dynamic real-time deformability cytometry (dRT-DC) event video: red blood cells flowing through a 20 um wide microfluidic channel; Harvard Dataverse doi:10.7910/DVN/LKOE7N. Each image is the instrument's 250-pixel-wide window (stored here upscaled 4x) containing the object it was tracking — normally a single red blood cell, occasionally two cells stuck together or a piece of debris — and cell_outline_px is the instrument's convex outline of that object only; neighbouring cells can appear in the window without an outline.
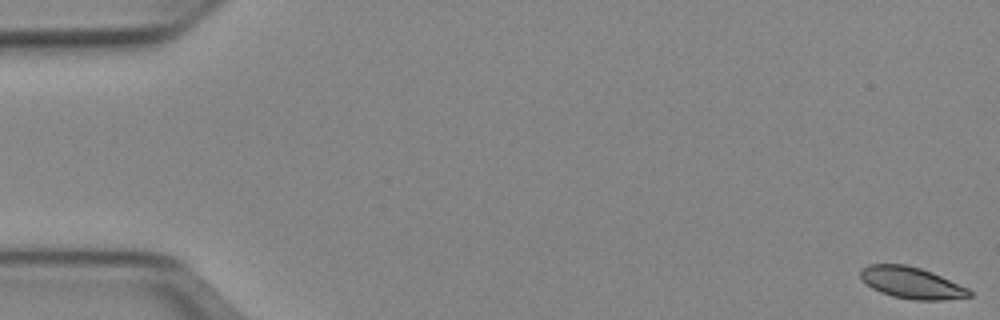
{"species": "Egyptian fruit bat (a non-hibernating species)", "species_latin": "Rousettus aegyptiacus", "temperature_condition": "cold", "stored_images_in_passage": 52, "camera_frame_rate_fps": 3000, "um_per_image_px": 0.085, "animal": {"sex": "female"}, "frame": {"image": 1, "passage_image": 1, "time_ms": 0.0, "image_size_px": [1000, 320], "cell_outline_px": [[972, 296], [944, 300], [916, 300], [892, 296], [880, 292], [872, 288], [860, 276], [860, 268], [868, 264], [904, 264], [920, 268], [932, 272], [968, 288], [972, 292]], "centroid_in_image_um": [77.48, 24.03], "position_along_channel_um": 7.5, "area_um2": 19.94}}
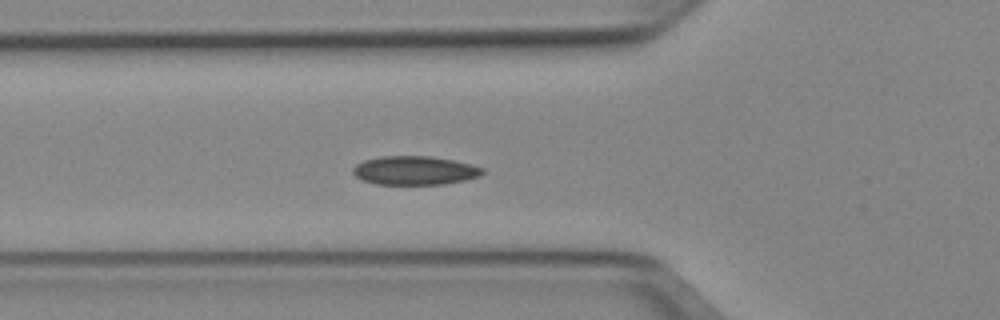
{"frame": {"image": 2, "passage_image": 19, "time_ms": 6.0, "image_size_px": [1000, 320], "cell_outline_px": [[484, 172], [480, 176], [464, 180], [444, 184], [376, 184], [364, 180], [356, 176], [352, 172], [352, 168], [356, 164], [364, 160], [384, 156], [432, 156], [472, 164], [484, 168]], "centroid_in_image_um": [35.27, 14.48], "position_along_channel_um": 90.5, "area_um2": 21.68}}
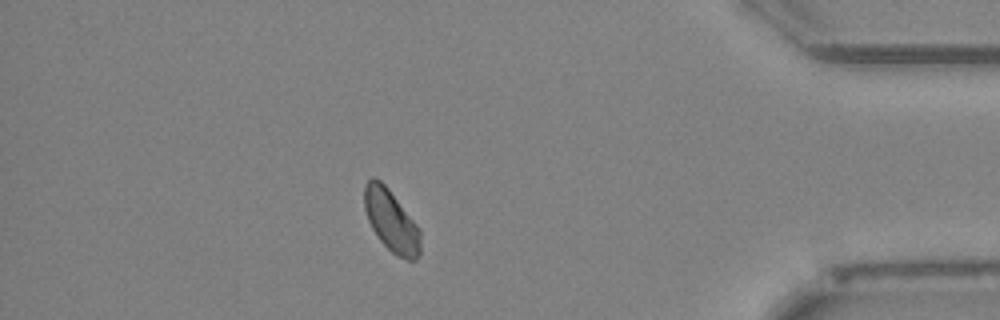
{"frame": {"image": 3, "passage_image": 46, "time_ms": 15.0, "image_size_px": [1000, 320], "cell_outline_px": [[420, 252], [416, 260], [408, 260], [396, 256], [380, 240], [372, 228], [368, 220], [364, 208], [364, 184], [372, 176], [380, 180], [388, 188], [420, 228]], "centroid_in_image_um": [33.25, 18.76], "position_along_channel_um": 402.0, "area_um2": 20.23}, "authors_computed_cell_mechanics": {"area_um2": 20.4612, "velocity_mm_per_s": 3.894, "shape_relaxation_time_tau1_ms": 3.8536, "shape_relaxation_time_tau2_ms": null, "deformation_change_tau1": 0.0618, "deformation_change_tau2": null}}